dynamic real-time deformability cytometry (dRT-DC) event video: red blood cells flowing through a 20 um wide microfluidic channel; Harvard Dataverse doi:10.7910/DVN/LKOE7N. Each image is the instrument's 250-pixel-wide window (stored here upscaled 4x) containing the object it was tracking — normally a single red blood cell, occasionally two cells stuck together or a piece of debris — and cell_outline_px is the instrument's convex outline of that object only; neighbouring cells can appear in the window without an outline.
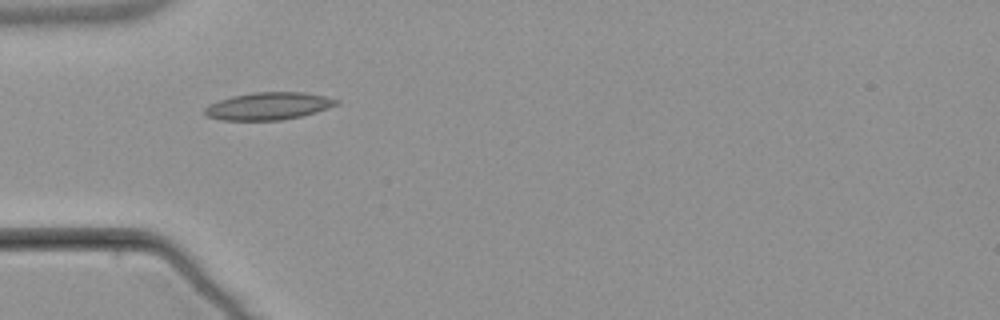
{"species": "common noctule bat (a hibernating species)", "species_latin": "Nyctalus noctula", "temperature_condition": "warm", "stored_images_in_passage": 5, "camera_frame_rate_fps": 3000, "um_per_image_px": 0.085, "animal": {"sex": "male", "body_mass_g": 21.5, "forearm_length_mm": 52.0}, "frame": {"image": 1, "passage_image": 5, "time_ms": 5.0, "image_size_px": [1000, 320], "cell_outline_px": [[340, 104], [316, 112], [300, 116], [280, 120], [220, 120], [208, 116], [204, 112], [204, 108], [208, 104], [232, 96], [252, 92], [304, 92], [324, 96], [340, 100]], "centroid_in_image_um": [22.82, 9.01], "position_along_channel_um": 62.2, "area_um2": 21.04}}